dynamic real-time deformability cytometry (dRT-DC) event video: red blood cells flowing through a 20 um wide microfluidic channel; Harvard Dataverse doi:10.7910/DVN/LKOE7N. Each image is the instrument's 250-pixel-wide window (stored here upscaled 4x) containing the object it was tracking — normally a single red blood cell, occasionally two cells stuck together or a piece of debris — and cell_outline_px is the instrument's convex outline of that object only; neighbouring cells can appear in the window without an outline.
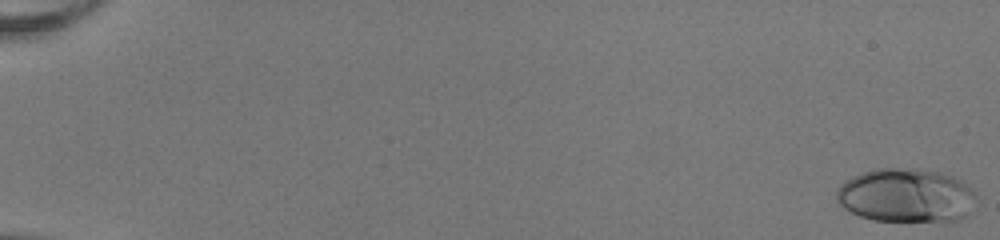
{"species": "human", "species_latin": "Homo sapiens", "temperature_condition": "room temperature", "stored_images_in_passage": 53, "camera_frame_rate_fps": 3000, "um_per_image_px": 0.085, "donor": {"sex": "female"}, "frame": {"image": 1, "passage_image": 1, "time_ms": 0.0, "image_size_px": [1000, 240], "cell_outline_px": [[976, 200], [968, 216], [960, 220], [872, 220], [860, 216], [844, 208], [836, 200], [836, 188], [840, 184], [852, 176], [872, 168], [916, 168], [936, 172], [952, 176], [960, 180], [972, 188]], "centroid_in_image_um": [77.0, 16.6], "position_along_channel_um": 8.0, "area_um2": 43.93}}
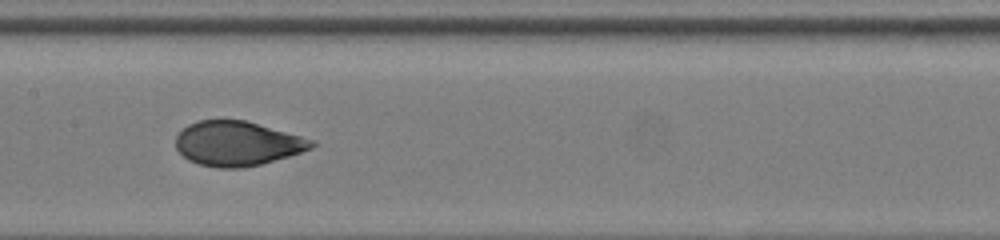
{"frame": {"image": 2, "passage_image": 29, "time_ms": 9.333, "image_size_px": [1000, 240], "cell_outline_px": [[316, 144], [312, 148], [288, 156], [260, 164], [240, 168], [216, 168], [200, 164], [188, 160], [176, 148], [176, 136], [188, 124], [196, 120], [244, 120], [316, 140]], "centroid_in_image_um": [20.16, 12.2], "position_along_channel_um": 187.2, "area_um2": 35.08}}
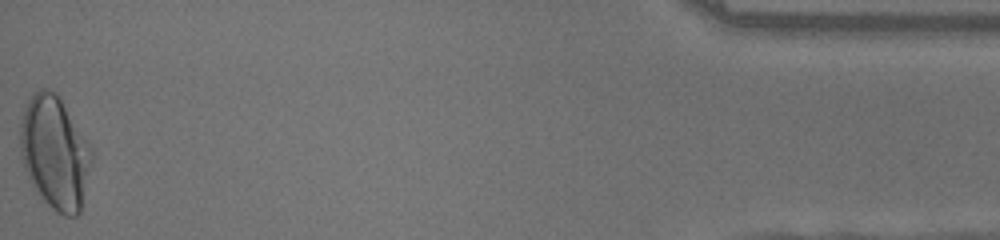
{"frame": {"image": 3, "passage_image": 53, "time_ms": 17.333, "image_size_px": [1000, 240], "cell_outline_px": [[92, 160], [80, 212], [76, 216], [64, 216], [56, 212], [40, 200], [24, 168], [20, 152], [20, 124], [24, 108], [32, 92], [40, 88], [48, 88], [56, 92], [60, 96], [92, 148]], "centroid_in_image_um": [4.65, 12.96], "position_along_channel_um": 430.6, "area_um2": 47.57}, "authors_computed_cell_mechanics": {"area_um2": 36.6452, "velocity_mm_per_s": 4.0385, "shape_relaxation_time_tau1_ms": 5.0301, "shape_relaxation_time_tau2_ms": null, "deformation_change_tau1": 0.2022, "deformation_change_tau2": null}}